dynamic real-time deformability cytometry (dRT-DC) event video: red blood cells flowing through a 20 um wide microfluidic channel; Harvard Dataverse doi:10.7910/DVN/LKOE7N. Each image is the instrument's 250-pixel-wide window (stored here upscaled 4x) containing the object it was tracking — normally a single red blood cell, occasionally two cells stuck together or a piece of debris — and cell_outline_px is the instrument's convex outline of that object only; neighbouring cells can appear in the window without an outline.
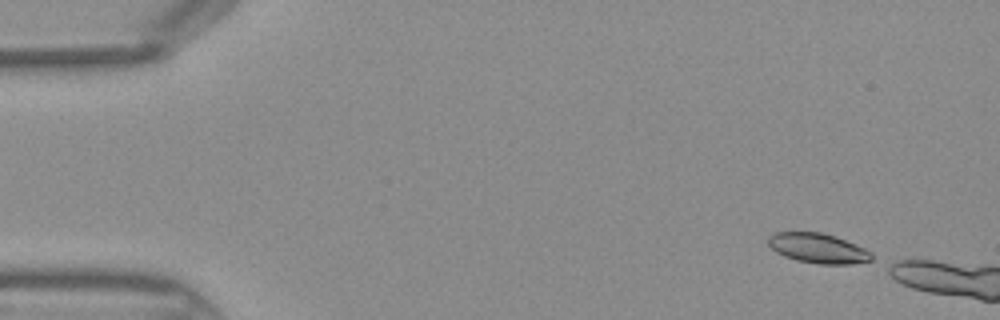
{"species": "Egyptian fruit bat (a non-hibernating species)", "species_latin": "Rousettus aegyptiacus", "temperature_condition": "warm", "stored_images_in_passage": 5, "camera_frame_rate_fps": 3000, "um_per_image_px": 0.085, "frame": {"image": 1, "passage_image": 1, "time_ms": 0.0, "image_size_px": [1000, 320], "cell_outline_px": [[872, 260], [852, 264], [820, 264], [796, 260], [784, 256], [776, 252], [768, 244], [768, 236], [776, 232], [820, 232], [836, 236], [856, 244], [872, 252]], "centroid_in_image_um": [69.54, 21.1], "position_along_channel_um": 15.5, "area_um2": 18.03}}